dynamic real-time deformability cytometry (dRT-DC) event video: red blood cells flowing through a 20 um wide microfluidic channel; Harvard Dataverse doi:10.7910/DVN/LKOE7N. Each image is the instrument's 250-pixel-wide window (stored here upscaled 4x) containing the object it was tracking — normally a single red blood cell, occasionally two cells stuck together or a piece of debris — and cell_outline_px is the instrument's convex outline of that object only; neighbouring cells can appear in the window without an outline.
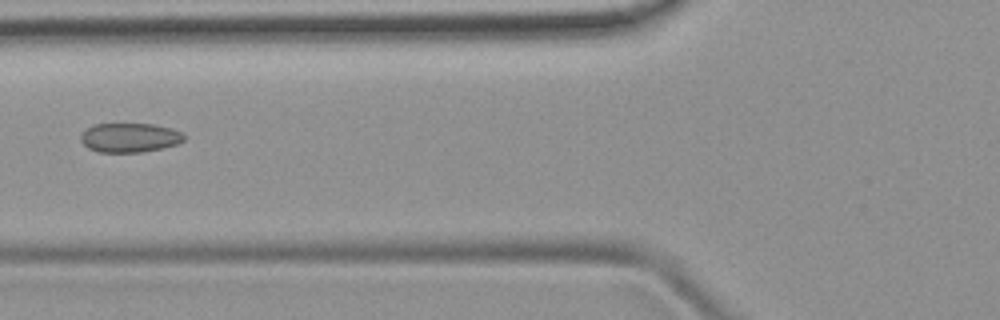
{"species": "common noctule bat (a hibernating species)", "species_latin": "Nyctalus noctula", "temperature_condition": "room temperature", "stored_images_in_passage": 3, "camera_frame_rate_fps": 3000, "um_per_image_px": 0.085, "animal": {"sex": "female", "body_mass_g": 19.9}, "frame": {"image": 1, "passage_image": 2, "time_ms": 1.333, "image_size_px": [1000, 320], "cell_outline_px": [[184, 140], [176, 144], [144, 152], [100, 152], [88, 148], [80, 140], [80, 136], [88, 128], [96, 124], [152, 124], [172, 128], [180, 132], [184, 136]], "centroid_in_image_um": [11.02, 11.7], "position_along_channel_um": 114.8, "area_um2": 17.4}}
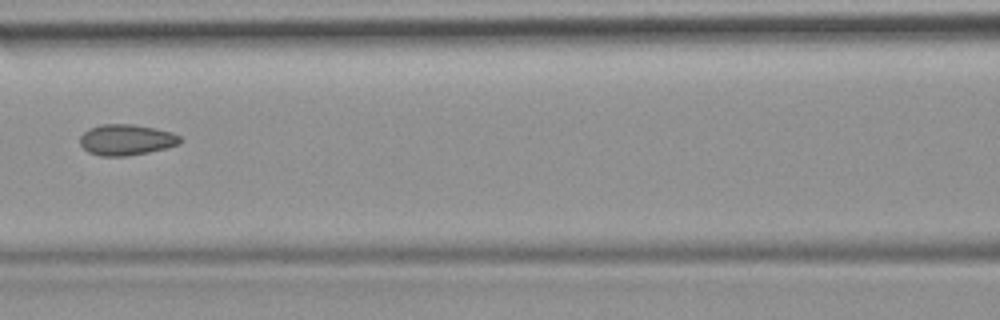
{"frame": {"image": 2, "passage_image": 3, "time_ms": 2.333, "image_size_px": [1000, 320], "cell_outline_px": [[184, 140], [180, 144], [148, 152], [128, 156], [100, 156], [88, 152], [80, 144], [80, 136], [88, 128], [100, 124], [132, 124], [172, 132], [180, 136]], "centroid_in_image_um": [10.73, 11.88], "position_along_channel_um": 155.9, "area_um2": 18.09}}